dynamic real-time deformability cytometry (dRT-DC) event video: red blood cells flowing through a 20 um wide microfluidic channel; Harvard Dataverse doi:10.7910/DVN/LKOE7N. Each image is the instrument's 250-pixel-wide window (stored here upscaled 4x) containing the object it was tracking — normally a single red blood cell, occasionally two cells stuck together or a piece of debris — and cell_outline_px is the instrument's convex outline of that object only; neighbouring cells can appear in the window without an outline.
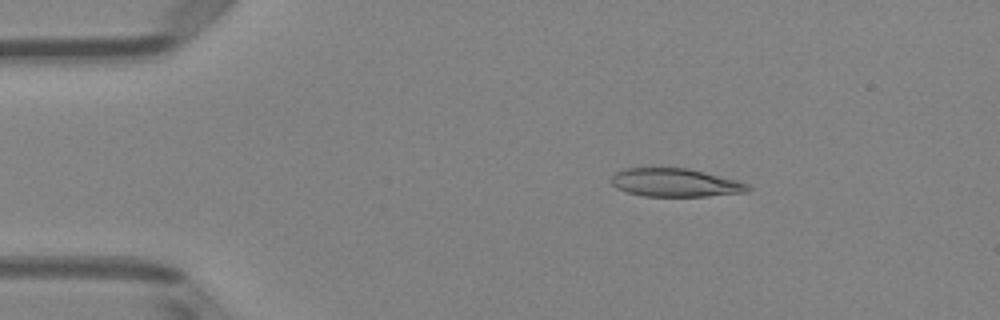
{"species": "Egyptian fruit bat (a non-hibernating species)", "species_latin": "Rousettus aegyptiacus", "temperature_condition": "room temperature", "stored_images_in_passage": 51, "camera_frame_rate_fps": 3000, "um_per_image_px": 0.085, "animal": {"sex": "female"}, "frame": {"image": 1, "passage_image": 9, "time_ms": 2.667, "image_size_px": [1000, 320], "cell_outline_px": [[752, 188], [748, 192], [708, 196], [644, 196], [628, 192], [616, 188], [612, 184], [612, 176], [616, 172], [624, 168], [688, 168], [736, 180], [748, 184]], "centroid_in_image_um": [57.41, 15.53], "position_along_channel_um": 27.6, "area_um2": 22.43}}
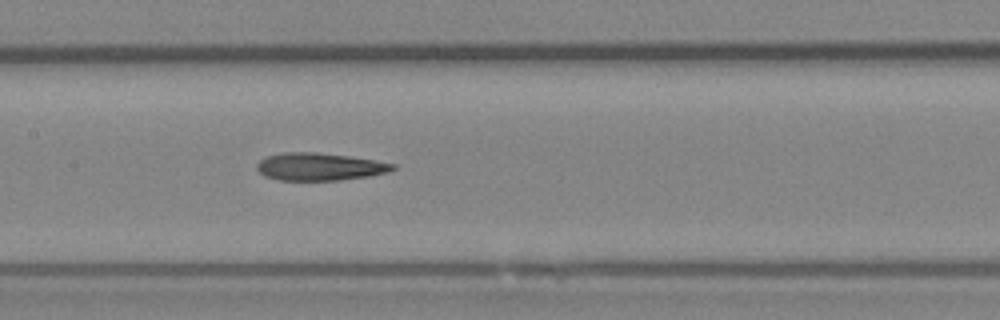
{"frame": {"image": 2, "passage_image": 25, "time_ms": 8.0, "image_size_px": [1000, 320], "cell_outline_px": [[396, 168], [388, 172], [368, 176], [340, 180], [280, 180], [264, 176], [256, 168], [256, 164], [264, 156], [280, 152], [316, 152], [348, 156], [376, 160], [396, 164]], "centroid_in_image_um": [27.14, 14.16], "position_along_channel_um": 180.3, "area_um2": 21.96}}
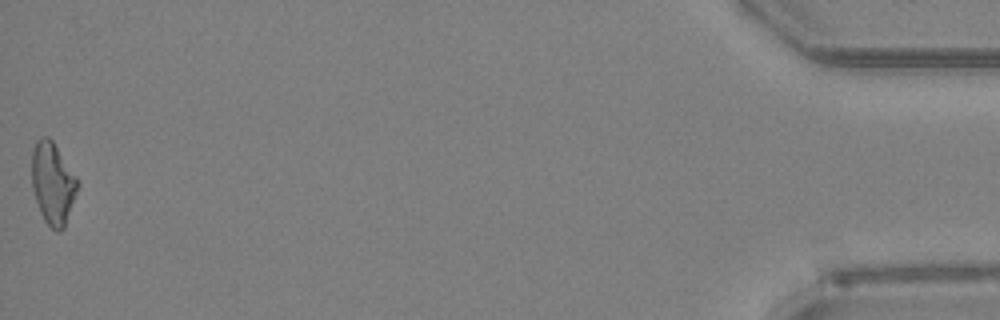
{"frame": {"image": 3, "passage_image": 51, "time_ms": 16.667, "image_size_px": [1000, 320], "cell_outline_px": [[80, 184], [64, 228], [60, 232], [56, 232], [44, 220], [40, 212], [32, 188], [32, 148], [36, 140], [40, 136], [48, 136], [52, 140], [76, 176]], "centroid_in_image_um": [4.48, 15.57], "position_along_channel_um": 430.7, "area_um2": 21.96}, "authors_computed_cell_mechanics": {"area_um2": 22.3686, "velocity_mm_per_s": 4.0096, "shape_relaxation_time_tau1_ms": 4.5771, "shape_relaxation_time_tau2_ms": 3.4427, "deformation_change_tau1": 0.1621, "deformation_change_tau2": 0.1617}}